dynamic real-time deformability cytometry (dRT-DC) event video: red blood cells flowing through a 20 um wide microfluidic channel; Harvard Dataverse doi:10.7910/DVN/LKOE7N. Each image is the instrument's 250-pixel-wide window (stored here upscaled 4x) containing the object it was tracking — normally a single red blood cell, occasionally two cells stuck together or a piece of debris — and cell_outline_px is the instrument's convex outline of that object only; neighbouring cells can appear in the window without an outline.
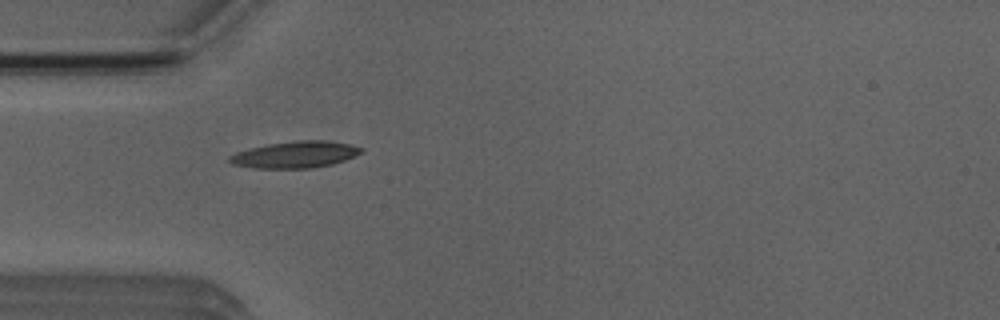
{"species": "Egyptian fruit bat (a non-hibernating species)", "species_latin": "Rousettus aegyptiacus", "temperature_condition": "room temperature", "stored_images_in_passage": 3, "camera_frame_rate_fps": 3000, "um_per_image_px": 0.085, "animal": {"sex": "male"}, "frame": {"image": 1, "passage_image": 1, "time_ms": 0.0, "image_size_px": [1000, 320], "cell_outline_px": [[364, 152], [344, 160], [332, 164], [312, 168], [252, 168], [232, 164], [228, 160], [228, 156], [236, 152], [248, 148], [268, 144], [300, 140], [324, 140], [348, 144], [364, 148]], "centroid_in_image_um": [25.07, 13.14], "position_along_channel_um": 59.9, "area_um2": 20.46}}